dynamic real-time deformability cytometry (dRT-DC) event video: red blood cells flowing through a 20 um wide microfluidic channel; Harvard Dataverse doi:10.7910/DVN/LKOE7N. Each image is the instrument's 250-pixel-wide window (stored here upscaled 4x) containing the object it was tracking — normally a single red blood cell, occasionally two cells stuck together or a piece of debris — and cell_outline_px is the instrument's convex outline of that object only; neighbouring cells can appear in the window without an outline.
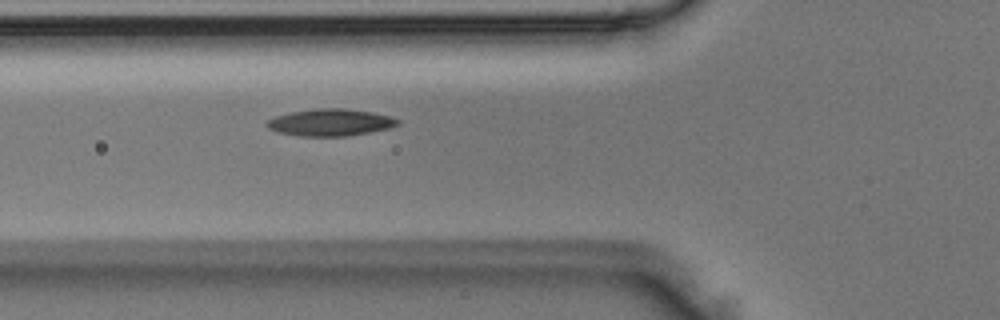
{"species": "Egyptian fruit bat (a non-hibernating species)", "species_latin": "Rousettus aegyptiacus", "temperature_condition": "room temperature", "stored_images_in_passage": 5, "camera_frame_rate_fps": 3000, "um_per_image_px": 0.085, "animal": {"sex": "male"}, "frame": {"image": 1, "passage_image": 5, "time_ms": 1.333, "image_size_px": [1000, 320], "cell_outline_px": [[400, 124], [388, 128], [348, 136], [300, 136], [276, 132], [268, 128], [264, 124], [268, 120], [276, 116], [292, 112], [316, 108], [344, 108], [372, 112], [388, 116], [400, 120]], "centroid_in_image_um": [28.05, 10.41], "position_along_channel_um": 97.7, "area_um2": 20.52}}